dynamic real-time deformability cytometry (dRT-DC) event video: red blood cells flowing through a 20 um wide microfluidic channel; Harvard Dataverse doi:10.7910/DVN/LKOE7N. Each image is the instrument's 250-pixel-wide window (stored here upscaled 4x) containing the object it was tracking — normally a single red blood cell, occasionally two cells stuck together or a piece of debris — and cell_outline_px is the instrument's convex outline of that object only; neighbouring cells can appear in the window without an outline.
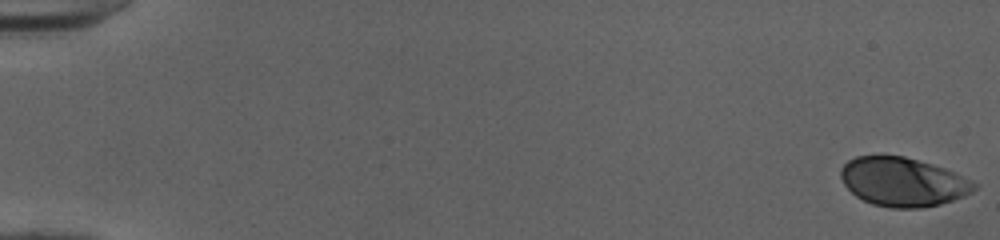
{"species": "human", "species_latin": "Homo sapiens", "temperature_condition": "cold", "stored_images_in_passage": 49, "camera_frame_rate_fps": 3000, "um_per_image_px": 0.085, "donor": {"sex": "female"}, "frame": {"image": 1, "passage_image": 1, "time_ms": 0.0, "image_size_px": [1000, 240], "cell_outline_px": [[980, 184], [976, 188], [964, 196], [940, 204], [920, 208], [892, 208], [872, 204], [856, 196], [844, 184], [840, 176], [840, 168], [848, 160], [856, 156], [904, 156], [932, 164], [944, 168], [972, 180]], "centroid_in_image_um": [76.75, 15.46], "position_along_channel_um": 8.3, "area_um2": 37.92}}
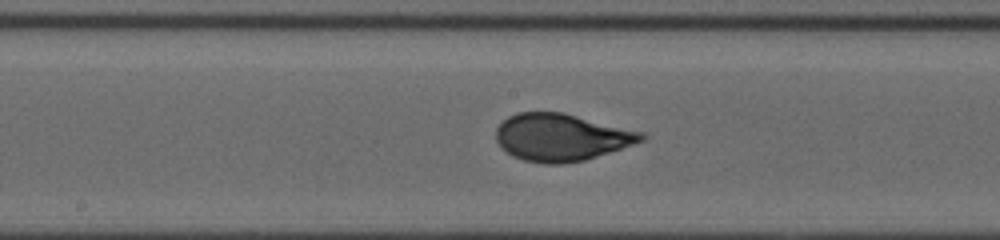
{"frame": {"image": 2, "passage_image": 29, "time_ms": 9.333, "image_size_px": [1000, 240], "cell_outline_px": [[648, 136], [644, 140], [584, 160], [564, 164], [544, 164], [524, 160], [512, 156], [496, 140], [496, 128], [508, 116], [516, 112], [564, 112], [644, 132]], "centroid_in_image_um": [47.71, 11.66], "position_along_channel_um": 200.5, "area_um2": 39.94}}
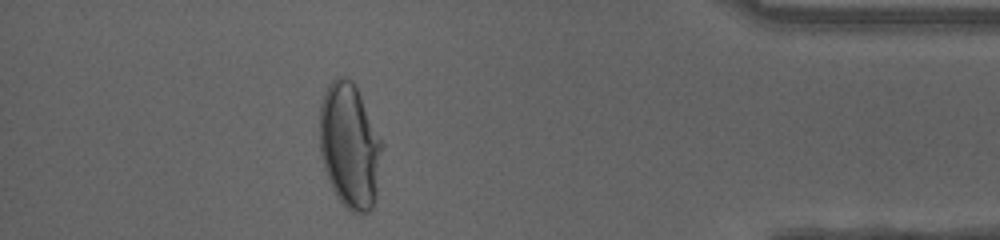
{"frame": {"image": 3, "passage_image": 47, "time_ms": 15.333, "image_size_px": [1000, 240], "cell_outline_px": [[384, 144], [376, 196], [372, 208], [368, 212], [352, 212], [340, 200], [332, 188], [328, 180], [324, 168], [320, 152], [320, 104], [324, 92], [328, 84], [336, 76], [344, 76], [352, 80]], "centroid_in_image_um": [29.73, 12.38], "position_along_channel_um": 405.5, "area_um2": 45.49}}